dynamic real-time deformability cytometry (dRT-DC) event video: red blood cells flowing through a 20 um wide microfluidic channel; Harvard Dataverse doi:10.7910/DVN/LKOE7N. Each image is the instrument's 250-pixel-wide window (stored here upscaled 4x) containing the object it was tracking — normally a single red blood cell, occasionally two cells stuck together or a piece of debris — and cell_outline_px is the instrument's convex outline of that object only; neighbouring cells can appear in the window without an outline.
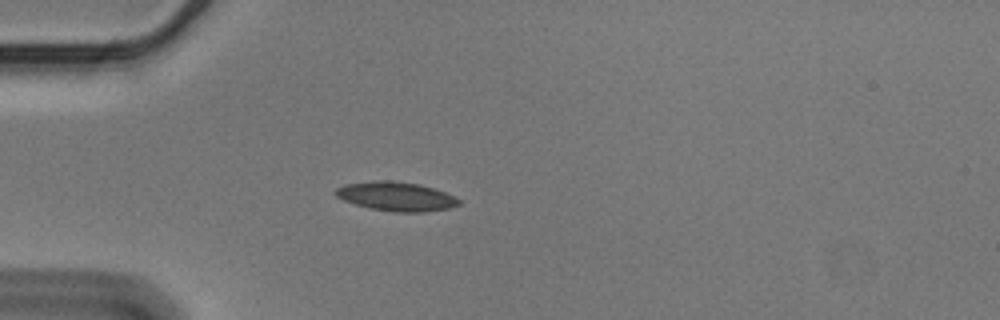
{"species": "Egyptian fruit bat (a non-hibernating species)", "species_latin": "Rousettus aegyptiacus", "temperature_condition": "cold", "stored_images_in_passage": 50, "camera_frame_rate_fps": 3000, "um_per_image_px": 0.085, "animal": {"sex": "male"}, "frame": {"image": 1, "passage_image": 10, "time_ms": 3.0, "image_size_px": [1000, 320], "cell_outline_px": [[460, 204], [448, 208], [424, 212], [396, 212], [372, 208], [356, 204], [344, 200], [336, 196], [336, 188], [344, 184], [376, 180], [388, 180], [420, 184], [444, 192], [460, 200]], "centroid_in_image_um": [33.66, 16.69], "position_along_channel_um": 51.3, "area_um2": 20.58}}
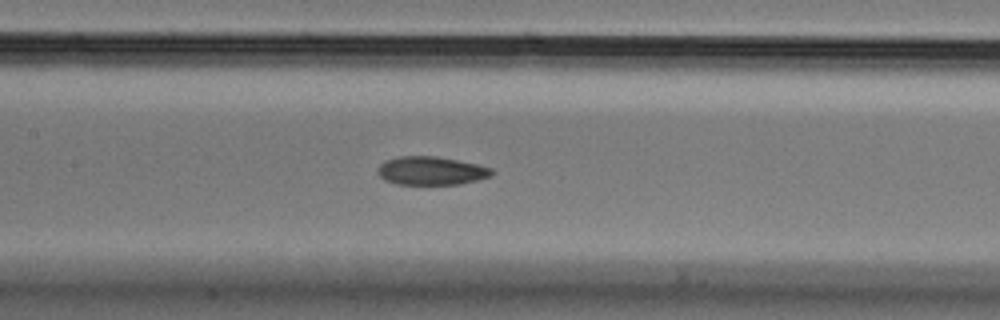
{"frame": {"image": 2, "passage_image": 21, "time_ms": 6.667, "image_size_px": [1000, 320], "cell_outline_px": [[496, 172], [492, 176], [480, 180], [460, 184], [396, 184], [384, 180], [376, 172], [376, 168], [384, 160], [400, 156], [436, 156], [476, 164], [492, 168]], "centroid_in_image_um": [36.65, 14.52], "position_along_channel_um": 170.8, "area_um2": 19.13}}
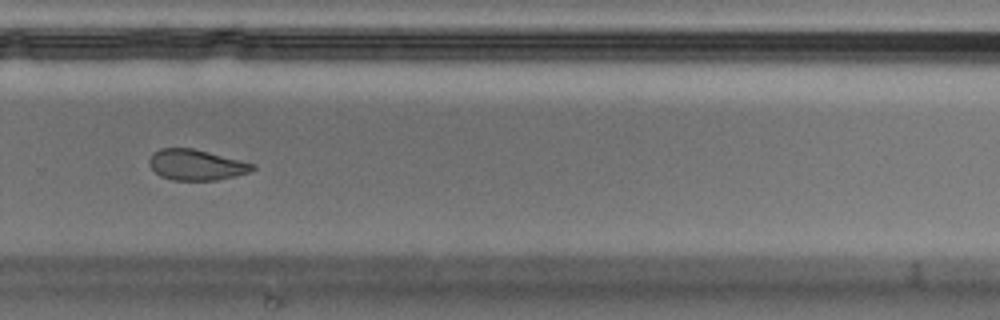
{"frame": {"image": 3, "passage_image": 33, "time_ms": 10.667, "image_size_px": [1000, 320], "cell_outline_px": [[256, 168], [248, 172], [216, 180], [172, 180], [160, 176], [148, 164], [148, 160], [152, 152], [160, 148], [192, 148], [256, 164]], "centroid_in_image_um": [16.63, 14.0], "position_along_channel_um": 313.2, "area_um2": 18.38}, "authors_computed_cell_mechanics": {"area_um2": 19.7676, "velocity_mm_per_s": 3.5706, "shape_relaxation_time_tau1_ms": 7.9886, "shape_relaxation_time_tau2_ms": 4.5578, "deformation_change_tau1": 0.1404, "deformation_change_tau2": 0.0968}}